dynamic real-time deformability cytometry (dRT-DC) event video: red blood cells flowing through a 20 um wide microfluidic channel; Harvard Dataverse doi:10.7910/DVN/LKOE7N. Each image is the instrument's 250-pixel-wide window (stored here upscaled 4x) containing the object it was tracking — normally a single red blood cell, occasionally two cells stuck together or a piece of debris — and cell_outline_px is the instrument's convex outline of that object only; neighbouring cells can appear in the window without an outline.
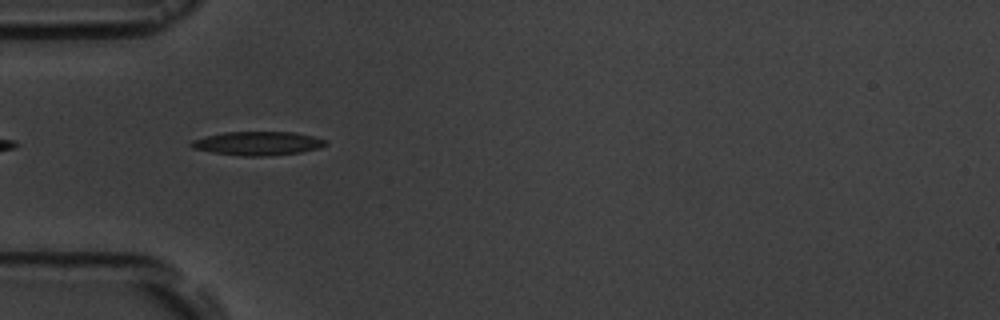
{"species": "common noctule bat (a hibernating species)", "species_latin": "Nyctalus noctula", "temperature_condition": "room temperature", "stored_images_in_passage": 3, "camera_frame_rate_fps": 3000, "um_per_image_px": 0.085, "animal": {"sex": "male", "body_mass_g": 19.5, "forearm_length_mm": 54.6}, "frame": {"image": 1, "passage_image": 2, "time_ms": 1.333, "image_size_px": [1000, 320], "cell_outline_px": [[328, 144], [320, 148], [300, 152], [268, 156], [240, 156], [212, 152], [192, 148], [188, 144], [192, 140], [204, 136], [224, 132], [292, 132], [312, 136], [328, 140]], "centroid_in_image_um": [21.9, 12.19], "position_along_channel_um": 63.1, "area_um2": 18.73}}
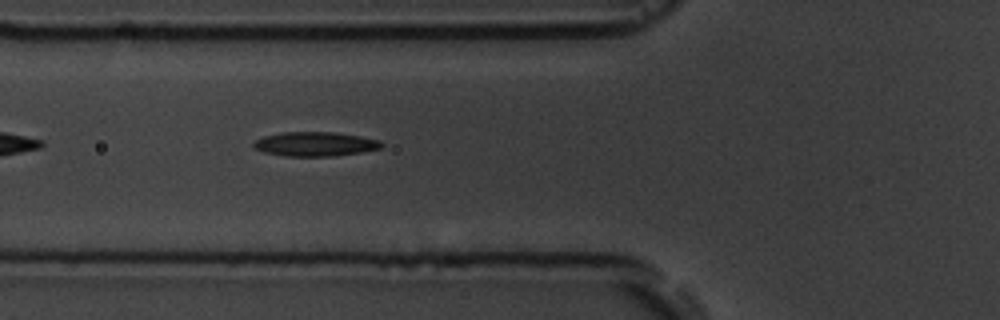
{"frame": {"image": 2, "passage_image": 3, "time_ms": 2.333, "image_size_px": [1000, 320], "cell_outline_px": [[384, 144], [380, 148], [360, 152], [332, 156], [284, 156], [264, 152], [252, 148], [252, 144], [256, 140], [264, 136], [280, 132], [336, 132], [360, 136], [380, 140]], "centroid_in_image_um": [26.75, 12.24], "position_along_channel_um": 99.0, "area_um2": 18.15}}